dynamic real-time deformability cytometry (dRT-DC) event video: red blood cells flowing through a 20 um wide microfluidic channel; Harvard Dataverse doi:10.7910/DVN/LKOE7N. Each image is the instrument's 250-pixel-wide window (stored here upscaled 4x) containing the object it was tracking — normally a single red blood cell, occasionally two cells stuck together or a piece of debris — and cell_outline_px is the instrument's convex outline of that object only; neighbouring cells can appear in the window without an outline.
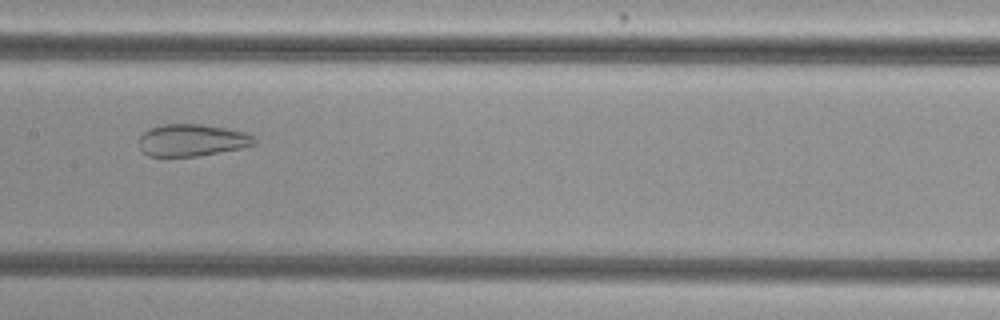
{"species": "common noctule bat (a hibernating species)", "species_latin": "Nyctalus noctula", "temperature_condition": "cold", "stored_images_in_passage": 54, "camera_frame_rate_fps": 3000, "um_per_image_px": 0.085, "animal": {"sex": "female", "body_mass_g": 29.2, "forearm_length_mm": 56.3}, "frame": {"image": 1, "passage_image": 28, "time_ms": 9.0, "image_size_px": [1000, 320], "cell_outline_px": [[256, 144], [240, 148], [196, 156], [148, 156], [140, 148], [140, 136], [148, 128], [160, 124], [200, 124], [228, 128], [248, 132], [256, 140]], "centroid_in_image_um": [16.32, 11.9], "position_along_channel_um": 191.1, "area_um2": 21.56}}
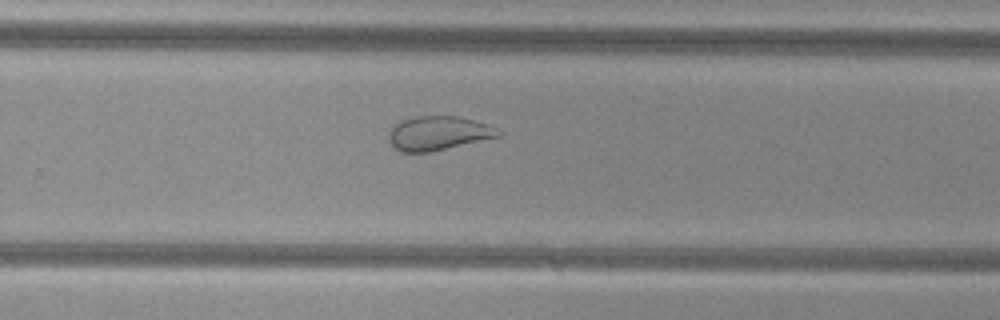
{"frame": {"image": 2, "passage_image": 36, "time_ms": 11.667, "image_size_px": [1000, 320], "cell_outline_px": [[504, 132], [500, 136], [432, 152], [400, 152], [392, 148], [388, 140], [388, 132], [400, 120], [416, 116], [456, 116], [476, 120], [488, 124]], "centroid_in_image_um": [37.24, 11.33], "position_along_channel_um": 292.6, "area_um2": 22.08}}
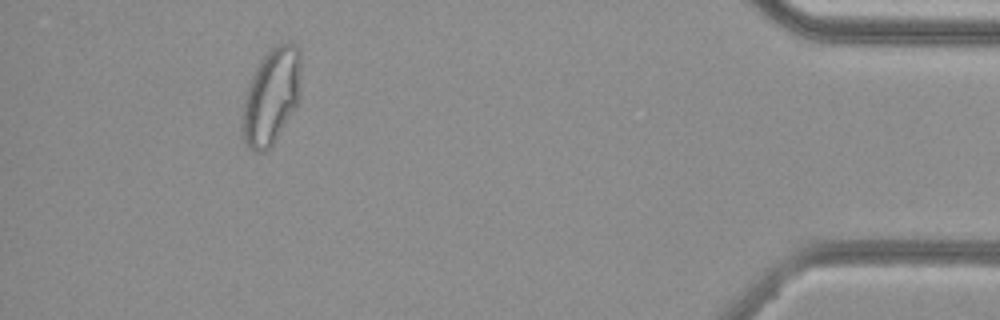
{"frame": {"image": 3, "passage_image": 50, "time_ms": 16.333, "image_size_px": [1000, 320], "cell_outline_px": [[300, 96], [296, 104], [272, 144], [264, 152], [256, 152], [248, 148], [244, 144], [240, 124], [240, 116], [248, 84], [260, 60], [272, 48], [280, 44], [296, 44], [300, 48]], "centroid_in_image_um": [23.02, 8.21], "position_along_channel_um": 412.2, "area_um2": 32.71}}